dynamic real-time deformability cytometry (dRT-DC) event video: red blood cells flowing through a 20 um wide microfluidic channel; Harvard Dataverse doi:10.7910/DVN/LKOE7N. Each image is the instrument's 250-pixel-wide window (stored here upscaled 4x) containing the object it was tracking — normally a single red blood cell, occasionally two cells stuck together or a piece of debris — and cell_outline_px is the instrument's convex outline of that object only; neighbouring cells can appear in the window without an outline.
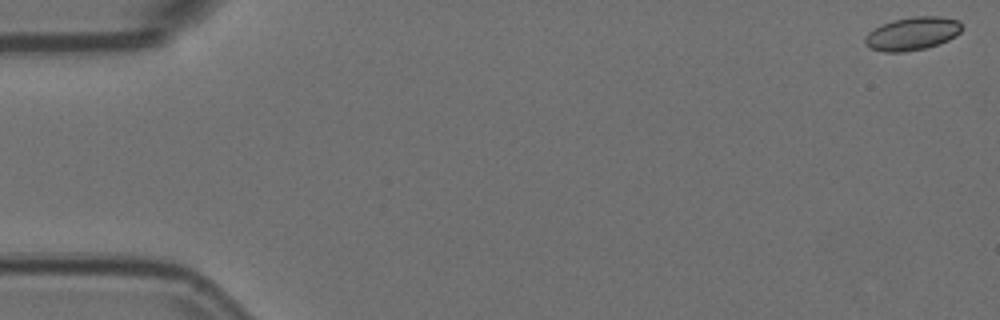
{"species": "Egyptian fruit bat (a non-hibernating species)", "species_latin": "Rousettus aegyptiacus", "temperature_condition": "room temperature", "stored_images_in_passage": 6, "camera_frame_rate_fps": 3000, "um_per_image_px": 0.085, "animal": {"sex": "female"}, "frame": {"image": 1, "passage_image": 1, "time_ms": 0.0, "image_size_px": [1000, 320], "cell_outline_px": [[964, 28], [956, 36], [940, 44], [924, 48], [904, 52], [884, 52], [868, 48], [864, 44], [864, 36], [868, 32], [880, 24], [892, 20], [912, 16], [940, 16], [960, 20]], "centroid_in_image_um": [77.54, 2.85], "position_along_channel_um": 7.5, "area_um2": 19.19}}
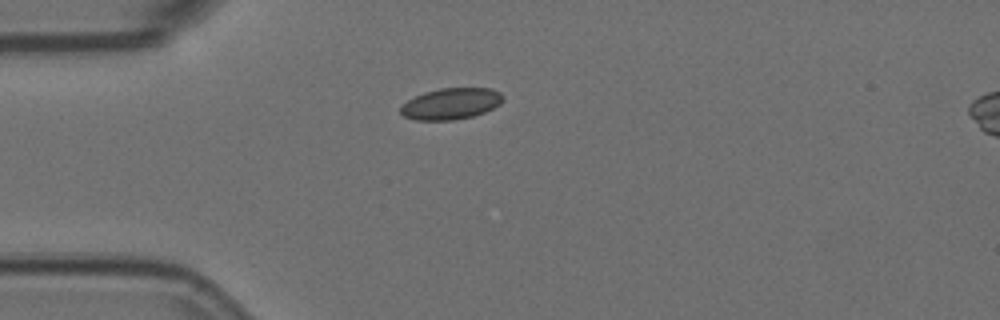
{"frame": {"image": 2, "passage_image": 5, "time_ms": 1.333, "image_size_px": [1000, 320], "cell_outline_px": [[504, 100], [500, 104], [484, 112], [472, 116], [452, 120], [416, 120], [404, 116], [400, 112], [400, 108], [408, 100], [424, 92], [440, 88], [492, 88], [500, 92], [504, 96]], "centroid_in_image_um": [38.36, 8.81], "position_along_channel_um": 46.6, "area_um2": 18.61}}